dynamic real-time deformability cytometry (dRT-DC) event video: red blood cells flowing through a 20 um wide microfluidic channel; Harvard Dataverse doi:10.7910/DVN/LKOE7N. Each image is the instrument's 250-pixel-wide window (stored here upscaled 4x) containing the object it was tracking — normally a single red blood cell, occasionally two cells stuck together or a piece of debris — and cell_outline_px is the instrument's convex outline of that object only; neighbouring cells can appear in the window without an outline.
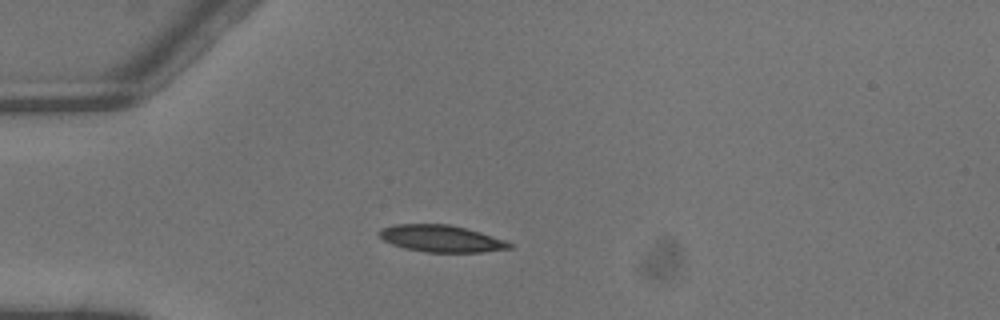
{"species": "common noctule bat (a hibernating species)", "species_latin": "Nyctalus noctula", "temperature_condition": "warm", "stored_images_in_passage": 3, "camera_frame_rate_fps": 3000, "um_per_image_px": 0.085, "animal": {"sex": "male", "body_mass_g": 13.3}, "frame": {"image": 1, "passage_image": 3, "time_ms": 0.667, "image_size_px": [1000, 320], "cell_outline_px": [[512, 248], [484, 252], [424, 252], [404, 248], [392, 244], [384, 240], [376, 232], [380, 228], [392, 224], [448, 224], [480, 232], [504, 240], [512, 244]], "centroid_in_image_um": [37.45, 20.28], "position_along_channel_um": 47.5, "area_um2": 20.4}}